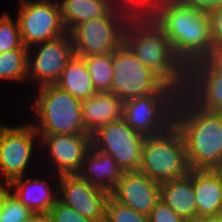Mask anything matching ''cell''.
Instances as JSON below:
<instances>
[{
	"label": "cell",
	"instance_id": "cell-40",
	"mask_svg": "<svg viewBox=\"0 0 222 222\" xmlns=\"http://www.w3.org/2000/svg\"><path fill=\"white\" fill-rule=\"evenodd\" d=\"M1 122H3V120L1 121V118H0V126H2V125H3V123H1Z\"/></svg>",
	"mask_w": 222,
	"mask_h": 222
},
{
	"label": "cell",
	"instance_id": "cell-12",
	"mask_svg": "<svg viewBox=\"0 0 222 222\" xmlns=\"http://www.w3.org/2000/svg\"><path fill=\"white\" fill-rule=\"evenodd\" d=\"M74 57L72 39L65 35L28 48V83L38 88L55 84L67 63ZM33 83V84H32Z\"/></svg>",
	"mask_w": 222,
	"mask_h": 222
},
{
	"label": "cell",
	"instance_id": "cell-13",
	"mask_svg": "<svg viewBox=\"0 0 222 222\" xmlns=\"http://www.w3.org/2000/svg\"><path fill=\"white\" fill-rule=\"evenodd\" d=\"M40 151H45L46 160L52 172L78 174L83 166L85 155L91 147L90 134H57L40 136ZM42 149V150H41ZM48 153V154H47Z\"/></svg>",
	"mask_w": 222,
	"mask_h": 222
},
{
	"label": "cell",
	"instance_id": "cell-33",
	"mask_svg": "<svg viewBox=\"0 0 222 222\" xmlns=\"http://www.w3.org/2000/svg\"><path fill=\"white\" fill-rule=\"evenodd\" d=\"M214 70L222 73V47H213L204 59Z\"/></svg>",
	"mask_w": 222,
	"mask_h": 222
},
{
	"label": "cell",
	"instance_id": "cell-4",
	"mask_svg": "<svg viewBox=\"0 0 222 222\" xmlns=\"http://www.w3.org/2000/svg\"><path fill=\"white\" fill-rule=\"evenodd\" d=\"M33 89L36 95L30 105L34 115L31 124L39 136L88 134L82 121L81 100L55 84Z\"/></svg>",
	"mask_w": 222,
	"mask_h": 222
},
{
	"label": "cell",
	"instance_id": "cell-28",
	"mask_svg": "<svg viewBox=\"0 0 222 222\" xmlns=\"http://www.w3.org/2000/svg\"><path fill=\"white\" fill-rule=\"evenodd\" d=\"M105 217L110 222H149L148 215L119 203L111 195L106 202Z\"/></svg>",
	"mask_w": 222,
	"mask_h": 222
},
{
	"label": "cell",
	"instance_id": "cell-25",
	"mask_svg": "<svg viewBox=\"0 0 222 222\" xmlns=\"http://www.w3.org/2000/svg\"><path fill=\"white\" fill-rule=\"evenodd\" d=\"M97 92H110L113 78L112 53L81 57Z\"/></svg>",
	"mask_w": 222,
	"mask_h": 222
},
{
	"label": "cell",
	"instance_id": "cell-29",
	"mask_svg": "<svg viewBox=\"0 0 222 222\" xmlns=\"http://www.w3.org/2000/svg\"><path fill=\"white\" fill-rule=\"evenodd\" d=\"M33 216V212L10 192L2 205L0 222H28Z\"/></svg>",
	"mask_w": 222,
	"mask_h": 222
},
{
	"label": "cell",
	"instance_id": "cell-21",
	"mask_svg": "<svg viewBox=\"0 0 222 222\" xmlns=\"http://www.w3.org/2000/svg\"><path fill=\"white\" fill-rule=\"evenodd\" d=\"M161 200L183 219L196 218L193 169L186 176L160 183Z\"/></svg>",
	"mask_w": 222,
	"mask_h": 222
},
{
	"label": "cell",
	"instance_id": "cell-3",
	"mask_svg": "<svg viewBox=\"0 0 222 222\" xmlns=\"http://www.w3.org/2000/svg\"><path fill=\"white\" fill-rule=\"evenodd\" d=\"M123 43L168 85L184 92L188 68L177 57L168 37L149 18L131 19L124 30Z\"/></svg>",
	"mask_w": 222,
	"mask_h": 222
},
{
	"label": "cell",
	"instance_id": "cell-32",
	"mask_svg": "<svg viewBox=\"0 0 222 222\" xmlns=\"http://www.w3.org/2000/svg\"><path fill=\"white\" fill-rule=\"evenodd\" d=\"M148 216L149 222H182L184 220L161 199L156 203Z\"/></svg>",
	"mask_w": 222,
	"mask_h": 222
},
{
	"label": "cell",
	"instance_id": "cell-38",
	"mask_svg": "<svg viewBox=\"0 0 222 222\" xmlns=\"http://www.w3.org/2000/svg\"><path fill=\"white\" fill-rule=\"evenodd\" d=\"M182 222H198V221H197V217H196V218L184 219Z\"/></svg>",
	"mask_w": 222,
	"mask_h": 222
},
{
	"label": "cell",
	"instance_id": "cell-31",
	"mask_svg": "<svg viewBox=\"0 0 222 222\" xmlns=\"http://www.w3.org/2000/svg\"><path fill=\"white\" fill-rule=\"evenodd\" d=\"M213 47H222V4L206 9Z\"/></svg>",
	"mask_w": 222,
	"mask_h": 222
},
{
	"label": "cell",
	"instance_id": "cell-20",
	"mask_svg": "<svg viewBox=\"0 0 222 222\" xmlns=\"http://www.w3.org/2000/svg\"><path fill=\"white\" fill-rule=\"evenodd\" d=\"M123 173L122 168L110 155L91 145L78 174L94 186L111 193Z\"/></svg>",
	"mask_w": 222,
	"mask_h": 222
},
{
	"label": "cell",
	"instance_id": "cell-35",
	"mask_svg": "<svg viewBox=\"0 0 222 222\" xmlns=\"http://www.w3.org/2000/svg\"><path fill=\"white\" fill-rule=\"evenodd\" d=\"M10 192L11 188L9 182L0 180V212L2 210L3 202Z\"/></svg>",
	"mask_w": 222,
	"mask_h": 222
},
{
	"label": "cell",
	"instance_id": "cell-22",
	"mask_svg": "<svg viewBox=\"0 0 222 222\" xmlns=\"http://www.w3.org/2000/svg\"><path fill=\"white\" fill-rule=\"evenodd\" d=\"M61 18L69 33L76 25L89 19L105 16L113 7V0H58Z\"/></svg>",
	"mask_w": 222,
	"mask_h": 222
},
{
	"label": "cell",
	"instance_id": "cell-7",
	"mask_svg": "<svg viewBox=\"0 0 222 222\" xmlns=\"http://www.w3.org/2000/svg\"><path fill=\"white\" fill-rule=\"evenodd\" d=\"M130 20L126 13L114 6L105 16L76 25L69 32L74 55L113 53L123 43L124 30Z\"/></svg>",
	"mask_w": 222,
	"mask_h": 222
},
{
	"label": "cell",
	"instance_id": "cell-30",
	"mask_svg": "<svg viewBox=\"0 0 222 222\" xmlns=\"http://www.w3.org/2000/svg\"><path fill=\"white\" fill-rule=\"evenodd\" d=\"M52 222H93L59 200L48 211Z\"/></svg>",
	"mask_w": 222,
	"mask_h": 222
},
{
	"label": "cell",
	"instance_id": "cell-2",
	"mask_svg": "<svg viewBox=\"0 0 222 222\" xmlns=\"http://www.w3.org/2000/svg\"><path fill=\"white\" fill-rule=\"evenodd\" d=\"M174 126L182 134L190 169H222V112L202 109L181 92Z\"/></svg>",
	"mask_w": 222,
	"mask_h": 222
},
{
	"label": "cell",
	"instance_id": "cell-16",
	"mask_svg": "<svg viewBox=\"0 0 222 222\" xmlns=\"http://www.w3.org/2000/svg\"><path fill=\"white\" fill-rule=\"evenodd\" d=\"M184 93L202 109L222 112V73L205 60L193 63L188 67Z\"/></svg>",
	"mask_w": 222,
	"mask_h": 222
},
{
	"label": "cell",
	"instance_id": "cell-27",
	"mask_svg": "<svg viewBox=\"0 0 222 222\" xmlns=\"http://www.w3.org/2000/svg\"><path fill=\"white\" fill-rule=\"evenodd\" d=\"M114 6L126 13L131 19L149 18L163 0H113Z\"/></svg>",
	"mask_w": 222,
	"mask_h": 222
},
{
	"label": "cell",
	"instance_id": "cell-17",
	"mask_svg": "<svg viewBox=\"0 0 222 222\" xmlns=\"http://www.w3.org/2000/svg\"><path fill=\"white\" fill-rule=\"evenodd\" d=\"M49 180L40 178L19 177L10 182L11 192L15 197L28 207L34 215L47 214L58 201L60 175L50 171ZM53 177V178H52ZM55 181L52 182V179ZM48 181V182H47ZM54 185V186H53ZM54 187V188H53ZM54 190H56L54 192Z\"/></svg>",
	"mask_w": 222,
	"mask_h": 222
},
{
	"label": "cell",
	"instance_id": "cell-19",
	"mask_svg": "<svg viewBox=\"0 0 222 222\" xmlns=\"http://www.w3.org/2000/svg\"><path fill=\"white\" fill-rule=\"evenodd\" d=\"M196 217L220 214L222 208V169H193Z\"/></svg>",
	"mask_w": 222,
	"mask_h": 222
},
{
	"label": "cell",
	"instance_id": "cell-6",
	"mask_svg": "<svg viewBox=\"0 0 222 222\" xmlns=\"http://www.w3.org/2000/svg\"><path fill=\"white\" fill-rule=\"evenodd\" d=\"M113 78L110 92L127 101L149 94H181L156 72L142 64L122 43L113 53Z\"/></svg>",
	"mask_w": 222,
	"mask_h": 222
},
{
	"label": "cell",
	"instance_id": "cell-26",
	"mask_svg": "<svg viewBox=\"0 0 222 222\" xmlns=\"http://www.w3.org/2000/svg\"><path fill=\"white\" fill-rule=\"evenodd\" d=\"M20 27L17 20L5 13L0 17V53L23 46Z\"/></svg>",
	"mask_w": 222,
	"mask_h": 222
},
{
	"label": "cell",
	"instance_id": "cell-39",
	"mask_svg": "<svg viewBox=\"0 0 222 222\" xmlns=\"http://www.w3.org/2000/svg\"><path fill=\"white\" fill-rule=\"evenodd\" d=\"M95 222H110L106 217L102 218V219H99Z\"/></svg>",
	"mask_w": 222,
	"mask_h": 222
},
{
	"label": "cell",
	"instance_id": "cell-23",
	"mask_svg": "<svg viewBox=\"0 0 222 222\" xmlns=\"http://www.w3.org/2000/svg\"><path fill=\"white\" fill-rule=\"evenodd\" d=\"M55 85L81 101L97 93L85 61L75 55L67 63Z\"/></svg>",
	"mask_w": 222,
	"mask_h": 222
},
{
	"label": "cell",
	"instance_id": "cell-5",
	"mask_svg": "<svg viewBox=\"0 0 222 222\" xmlns=\"http://www.w3.org/2000/svg\"><path fill=\"white\" fill-rule=\"evenodd\" d=\"M190 170L182 134L174 125L158 135L145 137L139 171L163 183L182 178Z\"/></svg>",
	"mask_w": 222,
	"mask_h": 222
},
{
	"label": "cell",
	"instance_id": "cell-15",
	"mask_svg": "<svg viewBox=\"0 0 222 222\" xmlns=\"http://www.w3.org/2000/svg\"><path fill=\"white\" fill-rule=\"evenodd\" d=\"M110 195L119 203L149 215L161 199L160 183L141 171H124Z\"/></svg>",
	"mask_w": 222,
	"mask_h": 222
},
{
	"label": "cell",
	"instance_id": "cell-10",
	"mask_svg": "<svg viewBox=\"0 0 222 222\" xmlns=\"http://www.w3.org/2000/svg\"><path fill=\"white\" fill-rule=\"evenodd\" d=\"M145 137L120 118L91 134V145L110 155L123 171H139Z\"/></svg>",
	"mask_w": 222,
	"mask_h": 222
},
{
	"label": "cell",
	"instance_id": "cell-11",
	"mask_svg": "<svg viewBox=\"0 0 222 222\" xmlns=\"http://www.w3.org/2000/svg\"><path fill=\"white\" fill-rule=\"evenodd\" d=\"M17 20L24 46L36 44L67 33L58 0H19Z\"/></svg>",
	"mask_w": 222,
	"mask_h": 222
},
{
	"label": "cell",
	"instance_id": "cell-14",
	"mask_svg": "<svg viewBox=\"0 0 222 222\" xmlns=\"http://www.w3.org/2000/svg\"><path fill=\"white\" fill-rule=\"evenodd\" d=\"M58 200L95 222L105 217L108 191L94 186L79 174H61Z\"/></svg>",
	"mask_w": 222,
	"mask_h": 222
},
{
	"label": "cell",
	"instance_id": "cell-9",
	"mask_svg": "<svg viewBox=\"0 0 222 222\" xmlns=\"http://www.w3.org/2000/svg\"><path fill=\"white\" fill-rule=\"evenodd\" d=\"M180 94H149L124 101L123 119L145 136L158 135L174 125Z\"/></svg>",
	"mask_w": 222,
	"mask_h": 222
},
{
	"label": "cell",
	"instance_id": "cell-24",
	"mask_svg": "<svg viewBox=\"0 0 222 222\" xmlns=\"http://www.w3.org/2000/svg\"><path fill=\"white\" fill-rule=\"evenodd\" d=\"M0 80L18 84L28 82V48L26 46L0 53Z\"/></svg>",
	"mask_w": 222,
	"mask_h": 222
},
{
	"label": "cell",
	"instance_id": "cell-37",
	"mask_svg": "<svg viewBox=\"0 0 222 222\" xmlns=\"http://www.w3.org/2000/svg\"><path fill=\"white\" fill-rule=\"evenodd\" d=\"M28 222H52L47 214H36Z\"/></svg>",
	"mask_w": 222,
	"mask_h": 222
},
{
	"label": "cell",
	"instance_id": "cell-34",
	"mask_svg": "<svg viewBox=\"0 0 222 222\" xmlns=\"http://www.w3.org/2000/svg\"><path fill=\"white\" fill-rule=\"evenodd\" d=\"M182 1L199 5L204 9H208L213 6H218L222 4V0H182Z\"/></svg>",
	"mask_w": 222,
	"mask_h": 222
},
{
	"label": "cell",
	"instance_id": "cell-18",
	"mask_svg": "<svg viewBox=\"0 0 222 222\" xmlns=\"http://www.w3.org/2000/svg\"><path fill=\"white\" fill-rule=\"evenodd\" d=\"M85 131L93 134L98 128L123 118L124 102L111 92H97L81 102Z\"/></svg>",
	"mask_w": 222,
	"mask_h": 222
},
{
	"label": "cell",
	"instance_id": "cell-36",
	"mask_svg": "<svg viewBox=\"0 0 222 222\" xmlns=\"http://www.w3.org/2000/svg\"><path fill=\"white\" fill-rule=\"evenodd\" d=\"M198 222H222V215H202L197 217Z\"/></svg>",
	"mask_w": 222,
	"mask_h": 222
},
{
	"label": "cell",
	"instance_id": "cell-8",
	"mask_svg": "<svg viewBox=\"0 0 222 222\" xmlns=\"http://www.w3.org/2000/svg\"><path fill=\"white\" fill-rule=\"evenodd\" d=\"M39 143L40 136L28 121L16 126H0V180L10 183L27 176Z\"/></svg>",
	"mask_w": 222,
	"mask_h": 222
},
{
	"label": "cell",
	"instance_id": "cell-1",
	"mask_svg": "<svg viewBox=\"0 0 222 222\" xmlns=\"http://www.w3.org/2000/svg\"><path fill=\"white\" fill-rule=\"evenodd\" d=\"M170 40L177 57L188 68L204 60L212 49L206 9L182 0H163L149 17Z\"/></svg>",
	"mask_w": 222,
	"mask_h": 222
}]
</instances>
